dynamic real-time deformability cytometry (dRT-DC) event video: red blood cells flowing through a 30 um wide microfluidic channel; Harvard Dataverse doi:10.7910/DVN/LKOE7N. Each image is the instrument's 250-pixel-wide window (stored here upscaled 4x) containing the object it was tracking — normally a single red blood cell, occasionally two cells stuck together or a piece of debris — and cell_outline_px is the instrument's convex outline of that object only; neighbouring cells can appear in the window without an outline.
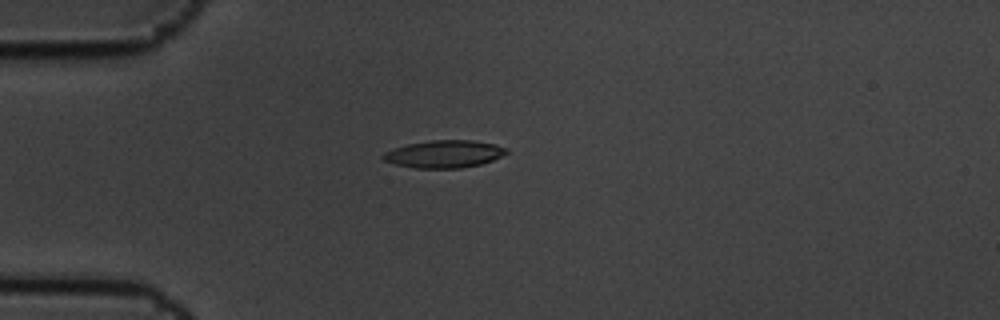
{"species": "common noctule bat (a hibernating species)", "species_latin": "Nyctalus noctula", "temperature_condition": "cold", "stored_images_in_passage": 11, "camera_frame_rate_fps": 3000, "um_per_image_px": 0.085, "animal": {"sex": "male", "body_mass_g": 19.5, "forearm_length_mm": 54.6}, "frame": {"image": 1, "passage_image": 4, "time_ms": 1.0, "image_size_px": [1000, 320], "cell_outline_px": [[508, 152], [492, 160], [480, 164], [460, 168], [416, 168], [396, 164], [384, 160], [380, 156], [384, 152], [408, 144], [432, 140], [472, 140], [496, 144], [508, 148]], "centroid_in_image_um": [37.77, 13.08], "position_along_channel_um": 47.2, "area_um2": 19.59}}
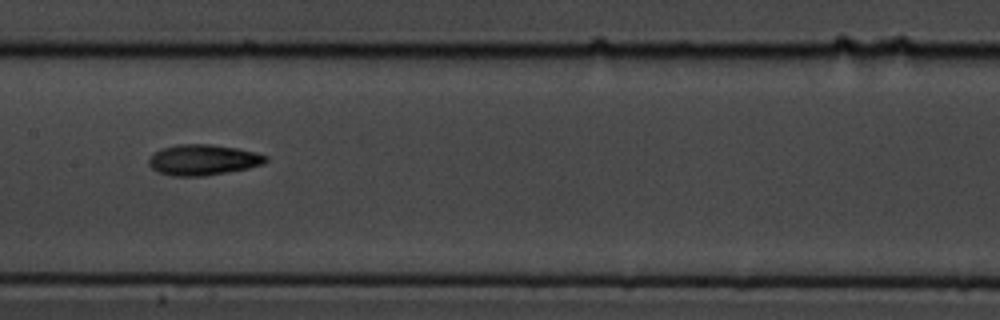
{"frame": {"image": 2, "passage_image": 8, "time_ms": 2.333, "image_size_px": [1000, 320], "cell_outline_px": [[268, 160], [264, 164], [248, 168], [204, 176], [172, 176], [156, 172], [148, 164], [148, 156], [152, 152], [160, 148], [176, 144], [212, 144], [236, 148], [256, 152], [268, 156]], "centroid_in_image_um": [17.21, 13.58], "position_along_channel_um": 190.2, "area_um2": 21.27}}
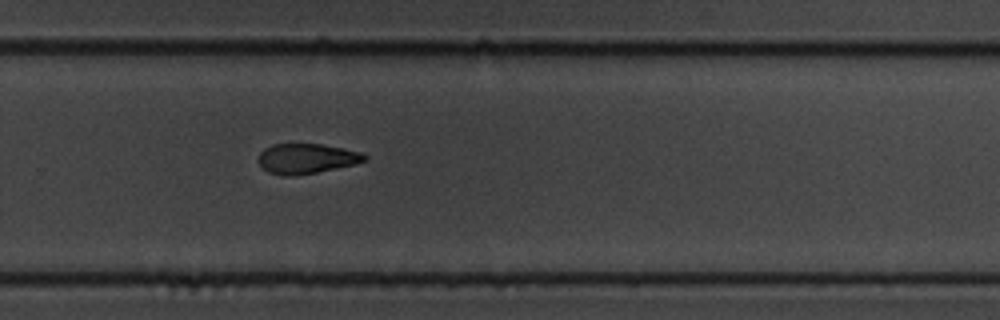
{"frame": {"image": 3, "passage_image": 11, "time_ms": 3.333, "image_size_px": [1000, 320], "cell_outline_px": [[368, 160], [356, 164], [296, 176], [284, 176], [268, 172], [256, 160], [260, 152], [264, 148], [272, 144], [320, 144], [344, 148], [360, 152], [368, 156]], "centroid_in_image_um": [26.05, 13.48], "position_along_channel_um": 303.8, "area_um2": 18.73}}